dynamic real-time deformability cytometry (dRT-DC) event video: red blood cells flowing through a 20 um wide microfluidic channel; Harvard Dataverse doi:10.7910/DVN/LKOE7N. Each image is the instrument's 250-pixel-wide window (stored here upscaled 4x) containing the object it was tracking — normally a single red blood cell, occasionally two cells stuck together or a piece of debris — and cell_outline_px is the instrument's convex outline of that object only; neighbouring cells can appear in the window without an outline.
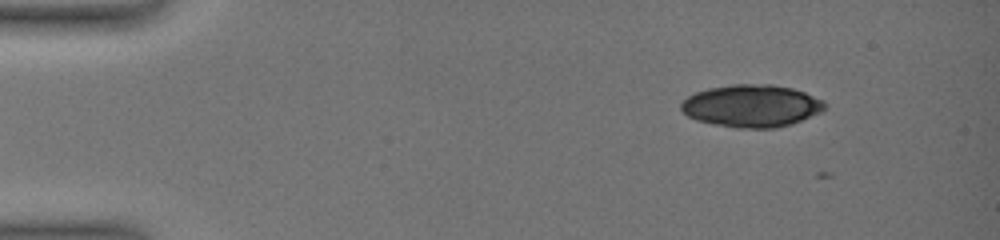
{"species": "common noctule bat (a hibernating species)", "species_latin": "Nyctalus noctula", "temperature_condition": "warm", "stored_images_in_passage": 2, "camera_frame_rate_fps": 3000, "um_per_image_px": 0.085, "animal": {"sex": "female", "body_mass_g": 19.0, "forearm_length_mm": 51.5}, "frame": {"image": 1, "passage_image": 1, "time_ms": 0.0, "image_size_px": [1000, 240], "cell_outline_px": [[824, 108], [820, 112], [792, 124], [776, 128], [736, 128], [696, 120], [688, 116], [680, 108], [680, 104], [688, 96], [696, 92], [708, 88], [732, 84], [772, 84], [792, 88], [804, 92], [824, 100]], "centroid_in_image_um": [63.88, 8.99], "position_along_channel_um": 21.1, "area_um2": 35.43}}